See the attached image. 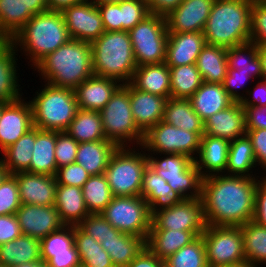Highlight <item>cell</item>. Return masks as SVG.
<instances>
[{"label":"cell","mask_w":266,"mask_h":267,"mask_svg":"<svg viewBox=\"0 0 266 267\" xmlns=\"http://www.w3.org/2000/svg\"><path fill=\"white\" fill-rule=\"evenodd\" d=\"M226 51V47L208 44L202 48L196 61V67L203 82L223 83L228 70Z\"/></svg>","instance_id":"obj_36"},{"label":"cell","mask_w":266,"mask_h":267,"mask_svg":"<svg viewBox=\"0 0 266 267\" xmlns=\"http://www.w3.org/2000/svg\"><path fill=\"white\" fill-rule=\"evenodd\" d=\"M162 121L189 132L204 133V121L188 99L168 98Z\"/></svg>","instance_id":"obj_35"},{"label":"cell","mask_w":266,"mask_h":267,"mask_svg":"<svg viewBox=\"0 0 266 267\" xmlns=\"http://www.w3.org/2000/svg\"><path fill=\"white\" fill-rule=\"evenodd\" d=\"M228 69L238 70L239 73L250 74L252 79H263L261 60L258 55V45L248 41L226 51Z\"/></svg>","instance_id":"obj_37"},{"label":"cell","mask_w":266,"mask_h":267,"mask_svg":"<svg viewBox=\"0 0 266 267\" xmlns=\"http://www.w3.org/2000/svg\"><path fill=\"white\" fill-rule=\"evenodd\" d=\"M127 148V149H126ZM143 152V153H141ZM149 159L143 148L117 147L109 159L104 175L113 196H140L143 175Z\"/></svg>","instance_id":"obj_7"},{"label":"cell","mask_w":266,"mask_h":267,"mask_svg":"<svg viewBox=\"0 0 266 267\" xmlns=\"http://www.w3.org/2000/svg\"><path fill=\"white\" fill-rule=\"evenodd\" d=\"M11 173L9 169L0 161V185L7 179Z\"/></svg>","instance_id":"obj_68"},{"label":"cell","mask_w":266,"mask_h":267,"mask_svg":"<svg viewBox=\"0 0 266 267\" xmlns=\"http://www.w3.org/2000/svg\"><path fill=\"white\" fill-rule=\"evenodd\" d=\"M203 135L204 133L189 132L161 120L144 133L139 147L154 155L183 154L194 160Z\"/></svg>","instance_id":"obj_12"},{"label":"cell","mask_w":266,"mask_h":267,"mask_svg":"<svg viewBox=\"0 0 266 267\" xmlns=\"http://www.w3.org/2000/svg\"><path fill=\"white\" fill-rule=\"evenodd\" d=\"M54 206L65 226H78L89 215L79 187L58 184Z\"/></svg>","instance_id":"obj_27"},{"label":"cell","mask_w":266,"mask_h":267,"mask_svg":"<svg viewBox=\"0 0 266 267\" xmlns=\"http://www.w3.org/2000/svg\"><path fill=\"white\" fill-rule=\"evenodd\" d=\"M164 260L158 258L147 247H145L127 267H160Z\"/></svg>","instance_id":"obj_63"},{"label":"cell","mask_w":266,"mask_h":267,"mask_svg":"<svg viewBox=\"0 0 266 267\" xmlns=\"http://www.w3.org/2000/svg\"><path fill=\"white\" fill-rule=\"evenodd\" d=\"M255 193V213L253 221L266 226V175L260 176Z\"/></svg>","instance_id":"obj_59"},{"label":"cell","mask_w":266,"mask_h":267,"mask_svg":"<svg viewBox=\"0 0 266 267\" xmlns=\"http://www.w3.org/2000/svg\"><path fill=\"white\" fill-rule=\"evenodd\" d=\"M65 132L78 143L106 140L100 111L78 109Z\"/></svg>","instance_id":"obj_39"},{"label":"cell","mask_w":266,"mask_h":267,"mask_svg":"<svg viewBox=\"0 0 266 267\" xmlns=\"http://www.w3.org/2000/svg\"><path fill=\"white\" fill-rule=\"evenodd\" d=\"M183 0H147L150 14L166 17L174 11Z\"/></svg>","instance_id":"obj_62"},{"label":"cell","mask_w":266,"mask_h":267,"mask_svg":"<svg viewBox=\"0 0 266 267\" xmlns=\"http://www.w3.org/2000/svg\"><path fill=\"white\" fill-rule=\"evenodd\" d=\"M44 83V88L35 92V97L29 100L33 126L41 130L66 131L79 109L75 92Z\"/></svg>","instance_id":"obj_6"},{"label":"cell","mask_w":266,"mask_h":267,"mask_svg":"<svg viewBox=\"0 0 266 267\" xmlns=\"http://www.w3.org/2000/svg\"><path fill=\"white\" fill-rule=\"evenodd\" d=\"M24 10H29L32 15L48 11L46 0H21Z\"/></svg>","instance_id":"obj_64"},{"label":"cell","mask_w":266,"mask_h":267,"mask_svg":"<svg viewBox=\"0 0 266 267\" xmlns=\"http://www.w3.org/2000/svg\"><path fill=\"white\" fill-rule=\"evenodd\" d=\"M246 135L251 140L257 166L266 172V129L246 130Z\"/></svg>","instance_id":"obj_56"},{"label":"cell","mask_w":266,"mask_h":267,"mask_svg":"<svg viewBox=\"0 0 266 267\" xmlns=\"http://www.w3.org/2000/svg\"><path fill=\"white\" fill-rule=\"evenodd\" d=\"M224 267H256L253 264H251L250 262H241L239 264H233V265H228V266H224Z\"/></svg>","instance_id":"obj_69"},{"label":"cell","mask_w":266,"mask_h":267,"mask_svg":"<svg viewBox=\"0 0 266 267\" xmlns=\"http://www.w3.org/2000/svg\"><path fill=\"white\" fill-rule=\"evenodd\" d=\"M56 131L35 127V144L30 168L27 172L55 176L58 170L55 160Z\"/></svg>","instance_id":"obj_32"},{"label":"cell","mask_w":266,"mask_h":267,"mask_svg":"<svg viewBox=\"0 0 266 267\" xmlns=\"http://www.w3.org/2000/svg\"><path fill=\"white\" fill-rule=\"evenodd\" d=\"M251 78L250 74H243L239 73L238 70L228 69L222 84L229 97L234 102H240L244 96H242L243 93L240 94L238 90H240V88L243 90L244 84Z\"/></svg>","instance_id":"obj_54"},{"label":"cell","mask_w":266,"mask_h":267,"mask_svg":"<svg viewBox=\"0 0 266 267\" xmlns=\"http://www.w3.org/2000/svg\"><path fill=\"white\" fill-rule=\"evenodd\" d=\"M253 0H215L203 34L208 45L233 47L250 41Z\"/></svg>","instance_id":"obj_3"},{"label":"cell","mask_w":266,"mask_h":267,"mask_svg":"<svg viewBox=\"0 0 266 267\" xmlns=\"http://www.w3.org/2000/svg\"><path fill=\"white\" fill-rule=\"evenodd\" d=\"M168 267H208L203 237L199 236L189 245L164 260Z\"/></svg>","instance_id":"obj_46"},{"label":"cell","mask_w":266,"mask_h":267,"mask_svg":"<svg viewBox=\"0 0 266 267\" xmlns=\"http://www.w3.org/2000/svg\"><path fill=\"white\" fill-rule=\"evenodd\" d=\"M117 147L108 139L79 143L75 163L81 165L90 175L104 174Z\"/></svg>","instance_id":"obj_33"},{"label":"cell","mask_w":266,"mask_h":267,"mask_svg":"<svg viewBox=\"0 0 266 267\" xmlns=\"http://www.w3.org/2000/svg\"><path fill=\"white\" fill-rule=\"evenodd\" d=\"M160 267H168L166 263L164 262Z\"/></svg>","instance_id":"obj_72"},{"label":"cell","mask_w":266,"mask_h":267,"mask_svg":"<svg viewBox=\"0 0 266 267\" xmlns=\"http://www.w3.org/2000/svg\"><path fill=\"white\" fill-rule=\"evenodd\" d=\"M129 35L137 66L165 62L168 39L165 17L149 14L129 31Z\"/></svg>","instance_id":"obj_11"},{"label":"cell","mask_w":266,"mask_h":267,"mask_svg":"<svg viewBox=\"0 0 266 267\" xmlns=\"http://www.w3.org/2000/svg\"><path fill=\"white\" fill-rule=\"evenodd\" d=\"M149 165L171 186L180 199L201 198L202 180L194 160L183 154L148 153ZM151 155V156H150Z\"/></svg>","instance_id":"obj_9"},{"label":"cell","mask_w":266,"mask_h":267,"mask_svg":"<svg viewBox=\"0 0 266 267\" xmlns=\"http://www.w3.org/2000/svg\"><path fill=\"white\" fill-rule=\"evenodd\" d=\"M205 45L203 32H168L165 63L169 67L196 64Z\"/></svg>","instance_id":"obj_20"},{"label":"cell","mask_w":266,"mask_h":267,"mask_svg":"<svg viewBox=\"0 0 266 267\" xmlns=\"http://www.w3.org/2000/svg\"><path fill=\"white\" fill-rule=\"evenodd\" d=\"M41 243V259L47 262L54 254L68 253L74 247V226H63L56 232H52Z\"/></svg>","instance_id":"obj_47"},{"label":"cell","mask_w":266,"mask_h":267,"mask_svg":"<svg viewBox=\"0 0 266 267\" xmlns=\"http://www.w3.org/2000/svg\"><path fill=\"white\" fill-rule=\"evenodd\" d=\"M250 41L266 46V0H253L250 20Z\"/></svg>","instance_id":"obj_49"},{"label":"cell","mask_w":266,"mask_h":267,"mask_svg":"<svg viewBox=\"0 0 266 267\" xmlns=\"http://www.w3.org/2000/svg\"><path fill=\"white\" fill-rule=\"evenodd\" d=\"M201 236L208 267H224L246 261L240 226L207 225Z\"/></svg>","instance_id":"obj_13"},{"label":"cell","mask_w":266,"mask_h":267,"mask_svg":"<svg viewBox=\"0 0 266 267\" xmlns=\"http://www.w3.org/2000/svg\"><path fill=\"white\" fill-rule=\"evenodd\" d=\"M95 4H103V3H120L124 0H92Z\"/></svg>","instance_id":"obj_70"},{"label":"cell","mask_w":266,"mask_h":267,"mask_svg":"<svg viewBox=\"0 0 266 267\" xmlns=\"http://www.w3.org/2000/svg\"><path fill=\"white\" fill-rule=\"evenodd\" d=\"M166 102V97L138 90L130 83L133 119L143 133L162 120Z\"/></svg>","instance_id":"obj_24"},{"label":"cell","mask_w":266,"mask_h":267,"mask_svg":"<svg viewBox=\"0 0 266 267\" xmlns=\"http://www.w3.org/2000/svg\"><path fill=\"white\" fill-rule=\"evenodd\" d=\"M147 0H124L120 2L122 31H130L149 15Z\"/></svg>","instance_id":"obj_48"},{"label":"cell","mask_w":266,"mask_h":267,"mask_svg":"<svg viewBox=\"0 0 266 267\" xmlns=\"http://www.w3.org/2000/svg\"><path fill=\"white\" fill-rule=\"evenodd\" d=\"M10 267H49V266L47 265V262H45L43 259H40L34 262L23 263L20 265H14Z\"/></svg>","instance_id":"obj_67"},{"label":"cell","mask_w":266,"mask_h":267,"mask_svg":"<svg viewBox=\"0 0 266 267\" xmlns=\"http://www.w3.org/2000/svg\"><path fill=\"white\" fill-rule=\"evenodd\" d=\"M121 85L116 79L93 74L74 90L78 108L101 111Z\"/></svg>","instance_id":"obj_21"},{"label":"cell","mask_w":266,"mask_h":267,"mask_svg":"<svg viewBox=\"0 0 266 267\" xmlns=\"http://www.w3.org/2000/svg\"><path fill=\"white\" fill-rule=\"evenodd\" d=\"M189 100L193 110L204 122L208 117L225 110L234 103L222 83L203 82Z\"/></svg>","instance_id":"obj_31"},{"label":"cell","mask_w":266,"mask_h":267,"mask_svg":"<svg viewBox=\"0 0 266 267\" xmlns=\"http://www.w3.org/2000/svg\"><path fill=\"white\" fill-rule=\"evenodd\" d=\"M21 235L22 232L15 214L0 215V245L13 241Z\"/></svg>","instance_id":"obj_57"},{"label":"cell","mask_w":266,"mask_h":267,"mask_svg":"<svg viewBox=\"0 0 266 267\" xmlns=\"http://www.w3.org/2000/svg\"><path fill=\"white\" fill-rule=\"evenodd\" d=\"M42 80L62 88L75 90L93 75L91 44L70 39L57 50L48 54L36 66Z\"/></svg>","instance_id":"obj_2"},{"label":"cell","mask_w":266,"mask_h":267,"mask_svg":"<svg viewBox=\"0 0 266 267\" xmlns=\"http://www.w3.org/2000/svg\"><path fill=\"white\" fill-rule=\"evenodd\" d=\"M16 177L21 204L54 206L57 180L55 176L29 172L13 174Z\"/></svg>","instance_id":"obj_19"},{"label":"cell","mask_w":266,"mask_h":267,"mask_svg":"<svg viewBox=\"0 0 266 267\" xmlns=\"http://www.w3.org/2000/svg\"><path fill=\"white\" fill-rule=\"evenodd\" d=\"M256 166L253 146L247 135L230 141L226 175L254 177L251 173Z\"/></svg>","instance_id":"obj_38"},{"label":"cell","mask_w":266,"mask_h":267,"mask_svg":"<svg viewBox=\"0 0 266 267\" xmlns=\"http://www.w3.org/2000/svg\"><path fill=\"white\" fill-rule=\"evenodd\" d=\"M105 31H122L120 3L97 4Z\"/></svg>","instance_id":"obj_55"},{"label":"cell","mask_w":266,"mask_h":267,"mask_svg":"<svg viewBox=\"0 0 266 267\" xmlns=\"http://www.w3.org/2000/svg\"><path fill=\"white\" fill-rule=\"evenodd\" d=\"M32 16L21 0H0V40L10 41Z\"/></svg>","instance_id":"obj_42"},{"label":"cell","mask_w":266,"mask_h":267,"mask_svg":"<svg viewBox=\"0 0 266 267\" xmlns=\"http://www.w3.org/2000/svg\"><path fill=\"white\" fill-rule=\"evenodd\" d=\"M40 259L41 243L37 238L21 235L0 245V265L10 267Z\"/></svg>","instance_id":"obj_34"},{"label":"cell","mask_w":266,"mask_h":267,"mask_svg":"<svg viewBox=\"0 0 266 267\" xmlns=\"http://www.w3.org/2000/svg\"><path fill=\"white\" fill-rule=\"evenodd\" d=\"M91 50L94 75L130 83L137 65L128 31H105Z\"/></svg>","instance_id":"obj_5"},{"label":"cell","mask_w":266,"mask_h":267,"mask_svg":"<svg viewBox=\"0 0 266 267\" xmlns=\"http://www.w3.org/2000/svg\"><path fill=\"white\" fill-rule=\"evenodd\" d=\"M207 227L201 198L181 199L176 205L152 215L150 229L205 231Z\"/></svg>","instance_id":"obj_14"},{"label":"cell","mask_w":266,"mask_h":267,"mask_svg":"<svg viewBox=\"0 0 266 267\" xmlns=\"http://www.w3.org/2000/svg\"><path fill=\"white\" fill-rule=\"evenodd\" d=\"M130 83L138 90L171 97L170 70L165 62L137 66Z\"/></svg>","instance_id":"obj_29"},{"label":"cell","mask_w":266,"mask_h":267,"mask_svg":"<svg viewBox=\"0 0 266 267\" xmlns=\"http://www.w3.org/2000/svg\"><path fill=\"white\" fill-rule=\"evenodd\" d=\"M100 244L109 254L115 267H127L146 247V240L113 228V235L103 239Z\"/></svg>","instance_id":"obj_30"},{"label":"cell","mask_w":266,"mask_h":267,"mask_svg":"<svg viewBox=\"0 0 266 267\" xmlns=\"http://www.w3.org/2000/svg\"><path fill=\"white\" fill-rule=\"evenodd\" d=\"M61 13L71 39L91 44L105 32L97 4L92 0L66 7Z\"/></svg>","instance_id":"obj_15"},{"label":"cell","mask_w":266,"mask_h":267,"mask_svg":"<svg viewBox=\"0 0 266 267\" xmlns=\"http://www.w3.org/2000/svg\"><path fill=\"white\" fill-rule=\"evenodd\" d=\"M55 177L57 184L82 188L90 174L81 165L72 163L58 168Z\"/></svg>","instance_id":"obj_53"},{"label":"cell","mask_w":266,"mask_h":267,"mask_svg":"<svg viewBox=\"0 0 266 267\" xmlns=\"http://www.w3.org/2000/svg\"><path fill=\"white\" fill-rule=\"evenodd\" d=\"M78 145L67 132L56 131L55 160L58 168L75 163Z\"/></svg>","instance_id":"obj_51"},{"label":"cell","mask_w":266,"mask_h":267,"mask_svg":"<svg viewBox=\"0 0 266 267\" xmlns=\"http://www.w3.org/2000/svg\"><path fill=\"white\" fill-rule=\"evenodd\" d=\"M35 144V127L21 136L14 144L2 151L1 162L11 174L27 172Z\"/></svg>","instance_id":"obj_40"},{"label":"cell","mask_w":266,"mask_h":267,"mask_svg":"<svg viewBox=\"0 0 266 267\" xmlns=\"http://www.w3.org/2000/svg\"><path fill=\"white\" fill-rule=\"evenodd\" d=\"M3 108V103H0V117H1V110Z\"/></svg>","instance_id":"obj_71"},{"label":"cell","mask_w":266,"mask_h":267,"mask_svg":"<svg viewBox=\"0 0 266 267\" xmlns=\"http://www.w3.org/2000/svg\"><path fill=\"white\" fill-rule=\"evenodd\" d=\"M253 89V91L246 89V94L240 101L241 106H266V79L257 81Z\"/></svg>","instance_id":"obj_60"},{"label":"cell","mask_w":266,"mask_h":267,"mask_svg":"<svg viewBox=\"0 0 266 267\" xmlns=\"http://www.w3.org/2000/svg\"><path fill=\"white\" fill-rule=\"evenodd\" d=\"M33 127L32 108L24 97L3 104L0 117V152L14 144Z\"/></svg>","instance_id":"obj_16"},{"label":"cell","mask_w":266,"mask_h":267,"mask_svg":"<svg viewBox=\"0 0 266 267\" xmlns=\"http://www.w3.org/2000/svg\"><path fill=\"white\" fill-rule=\"evenodd\" d=\"M245 110V129H266V106H242Z\"/></svg>","instance_id":"obj_58"},{"label":"cell","mask_w":266,"mask_h":267,"mask_svg":"<svg viewBox=\"0 0 266 267\" xmlns=\"http://www.w3.org/2000/svg\"><path fill=\"white\" fill-rule=\"evenodd\" d=\"M258 55L261 60L263 79H266V46H258Z\"/></svg>","instance_id":"obj_66"},{"label":"cell","mask_w":266,"mask_h":267,"mask_svg":"<svg viewBox=\"0 0 266 267\" xmlns=\"http://www.w3.org/2000/svg\"><path fill=\"white\" fill-rule=\"evenodd\" d=\"M17 51L19 50L11 41L0 40V103L3 104L22 97L17 75Z\"/></svg>","instance_id":"obj_25"},{"label":"cell","mask_w":266,"mask_h":267,"mask_svg":"<svg viewBox=\"0 0 266 267\" xmlns=\"http://www.w3.org/2000/svg\"><path fill=\"white\" fill-rule=\"evenodd\" d=\"M215 0H183L165 17L168 32H203Z\"/></svg>","instance_id":"obj_18"},{"label":"cell","mask_w":266,"mask_h":267,"mask_svg":"<svg viewBox=\"0 0 266 267\" xmlns=\"http://www.w3.org/2000/svg\"><path fill=\"white\" fill-rule=\"evenodd\" d=\"M246 262L258 267V264H266V226L255 221L241 225Z\"/></svg>","instance_id":"obj_44"},{"label":"cell","mask_w":266,"mask_h":267,"mask_svg":"<svg viewBox=\"0 0 266 267\" xmlns=\"http://www.w3.org/2000/svg\"><path fill=\"white\" fill-rule=\"evenodd\" d=\"M257 177L219 174L203 178L201 199L207 225L241 226L253 220Z\"/></svg>","instance_id":"obj_1"},{"label":"cell","mask_w":266,"mask_h":267,"mask_svg":"<svg viewBox=\"0 0 266 267\" xmlns=\"http://www.w3.org/2000/svg\"><path fill=\"white\" fill-rule=\"evenodd\" d=\"M82 193L89 214H100L113 198L104 174L90 175L82 187Z\"/></svg>","instance_id":"obj_45"},{"label":"cell","mask_w":266,"mask_h":267,"mask_svg":"<svg viewBox=\"0 0 266 267\" xmlns=\"http://www.w3.org/2000/svg\"><path fill=\"white\" fill-rule=\"evenodd\" d=\"M140 196L147 201L151 215L161 209L172 207L181 200L167 181L149 164L144 171Z\"/></svg>","instance_id":"obj_28"},{"label":"cell","mask_w":266,"mask_h":267,"mask_svg":"<svg viewBox=\"0 0 266 267\" xmlns=\"http://www.w3.org/2000/svg\"><path fill=\"white\" fill-rule=\"evenodd\" d=\"M74 243L81 265L88 267H115L109 254L92 236L74 226Z\"/></svg>","instance_id":"obj_41"},{"label":"cell","mask_w":266,"mask_h":267,"mask_svg":"<svg viewBox=\"0 0 266 267\" xmlns=\"http://www.w3.org/2000/svg\"><path fill=\"white\" fill-rule=\"evenodd\" d=\"M49 11H62L66 7L78 5L86 0H46Z\"/></svg>","instance_id":"obj_65"},{"label":"cell","mask_w":266,"mask_h":267,"mask_svg":"<svg viewBox=\"0 0 266 267\" xmlns=\"http://www.w3.org/2000/svg\"><path fill=\"white\" fill-rule=\"evenodd\" d=\"M100 214L120 232L147 240L152 215L142 196H113Z\"/></svg>","instance_id":"obj_10"},{"label":"cell","mask_w":266,"mask_h":267,"mask_svg":"<svg viewBox=\"0 0 266 267\" xmlns=\"http://www.w3.org/2000/svg\"><path fill=\"white\" fill-rule=\"evenodd\" d=\"M20 206L17 180L10 174L0 185V215L15 214Z\"/></svg>","instance_id":"obj_50"},{"label":"cell","mask_w":266,"mask_h":267,"mask_svg":"<svg viewBox=\"0 0 266 267\" xmlns=\"http://www.w3.org/2000/svg\"><path fill=\"white\" fill-rule=\"evenodd\" d=\"M15 215L22 235L31 236L39 240L64 226L55 206L21 204Z\"/></svg>","instance_id":"obj_17"},{"label":"cell","mask_w":266,"mask_h":267,"mask_svg":"<svg viewBox=\"0 0 266 267\" xmlns=\"http://www.w3.org/2000/svg\"><path fill=\"white\" fill-rule=\"evenodd\" d=\"M49 267H79L81 265L76 247L68 253L54 254L47 261Z\"/></svg>","instance_id":"obj_61"},{"label":"cell","mask_w":266,"mask_h":267,"mask_svg":"<svg viewBox=\"0 0 266 267\" xmlns=\"http://www.w3.org/2000/svg\"><path fill=\"white\" fill-rule=\"evenodd\" d=\"M70 39L61 11L48 10L33 15L10 41L26 53L33 63L31 67H35Z\"/></svg>","instance_id":"obj_4"},{"label":"cell","mask_w":266,"mask_h":267,"mask_svg":"<svg viewBox=\"0 0 266 267\" xmlns=\"http://www.w3.org/2000/svg\"><path fill=\"white\" fill-rule=\"evenodd\" d=\"M230 141L210 135H203L196 159L195 166L202 178L212 175L225 174L228 162ZM199 158V159H198Z\"/></svg>","instance_id":"obj_23"},{"label":"cell","mask_w":266,"mask_h":267,"mask_svg":"<svg viewBox=\"0 0 266 267\" xmlns=\"http://www.w3.org/2000/svg\"><path fill=\"white\" fill-rule=\"evenodd\" d=\"M78 227L99 243L113 235V226L101 214H89Z\"/></svg>","instance_id":"obj_52"},{"label":"cell","mask_w":266,"mask_h":267,"mask_svg":"<svg viewBox=\"0 0 266 267\" xmlns=\"http://www.w3.org/2000/svg\"><path fill=\"white\" fill-rule=\"evenodd\" d=\"M169 70L171 98L189 100L203 83L196 64L169 67Z\"/></svg>","instance_id":"obj_43"},{"label":"cell","mask_w":266,"mask_h":267,"mask_svg":"<svg viewBox=\"0 0 266 267\" xmlns=\"http://www.w3.org/2000/svg\"><path fill=\"white\" fill-rule=\"evenodd\" d=\"M204 135L228 141L244 137L246 135L245 110L240 102H234L225 110L208 117L204 122Z\"/></svg>","instance_id":"obj_22"},{"label":"cell","mask_w":266,"mask_h":267,"mask_svg":"<svg viewBox=\"0 0 266 267\" xmlns=\"http://www.w3.org/2000/svg\"><path fill=\"white\" fill-rule=\"evenodd\" d=\"M204 231H181L170 229H150L146 247L158 258L165 260L182 247L189 245Z\"/></svg>","instance_id":"obj_26"},{"label":"cell","mask_w":266,"mask_h":267,"mask_svg":"<svg viewBox=\"0 0 266 267\" xmlns=\"http://www.w3.org/2000/svg\"><path fill=\"white\" fill-rule=\"evenodd\" d=\"M100 113L106 139L114 142L118 147L131 146L132 143H137L136 147L141 146L144 133L133 119L130 83L122 84Z\"/></svg>","instance_id":"obj_8"}]
</instances>
